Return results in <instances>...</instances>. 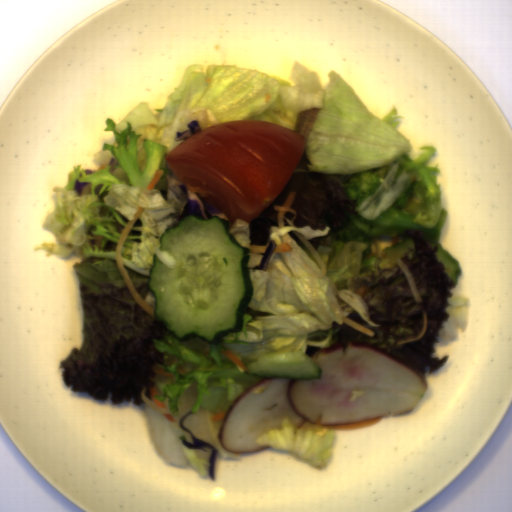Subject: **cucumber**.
<instances>
[{"label":"cucumber","instance_id":"obj_3","mask_svg":"<svg viewBox=\"0 0 512 512\" xmlns=\"http://www.w3.org/2000/svg\"><path fill=\"white\" fill-rule=\"evenodd\" d=\"M430 245L431 250H434L436 246L437 251L434 252V254L437 260L439 261V263H443L444 272L447 274V276L457 283L458 275L461 274L459 262L456 259L452 258L450 254L443 249L442 245L439 242L430 243Z\"/></svg>","mask_w":512,"mask_h":512},{"label":"cucumber","instance_id":"obj_1","mask_svg":"<svg viewBox=\"0 0 512 512\" xmlns=\"http://www.w3.org/2000/svg\"><path fill=\"white\" fill-rule=\"evenodd\" d=\"M159 249L175 260L170 268L154 253L149 273L154 312L167 330L183 342L211 344L241 332L254 294L250 252L229 234L227 221L186 215L166 229Z\"/></svg>","mask_w":512,"mask_h":512},{"label":"cucumber","instance_id":"obj_4","mask_svg":"<svg viewBox=\"0 0 512 512\" xmlns=\"http://www.w3.org/2000/svg\"><path fill=\"white\" fill-rule=\"evenodd\" d=\"M409 248H415L411 237H407L402 242H396L393 246L385 247L382 251L388 255L390 260H398L401 256H405Z\"/></svg>","mask_w":512,"mask_h":512},{"label":"cucumber","instance_id":"obj_2","mask_svg":"<svg viewBox=\"0 0 512 512\" xmlns=\"http://www.w3.org/2000/svg\"><path fill=\"white\" fill-rule=\"evenodd\" d=\"M256 377L317 380L322 378L319 363L302 352L266 353L247 365Z\"/></svg>","mask_w":512,"mask_h":512}]
</instances>
